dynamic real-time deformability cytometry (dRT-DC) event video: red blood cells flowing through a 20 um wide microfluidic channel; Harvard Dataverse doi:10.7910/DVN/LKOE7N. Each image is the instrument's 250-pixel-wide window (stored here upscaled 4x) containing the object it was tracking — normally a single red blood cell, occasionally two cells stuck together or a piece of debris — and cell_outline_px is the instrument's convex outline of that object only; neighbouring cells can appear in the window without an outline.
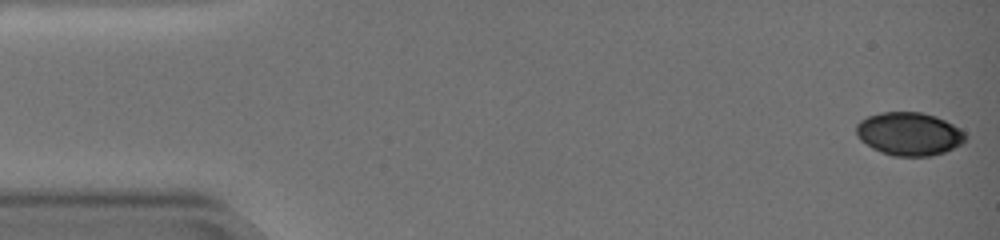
{"species": "common noctule bat (a hibernating species)", "species_latin": "Nyctalus noctula", "temperature_condition": "warm", "stored_images_in_passage": 58, "camera_frame_rate_fps": 3000, "um_per_image_px": 0.085, "animal": {"sex": "female", "body_mass_g": 19.0, "forearm_length_mm": 51.5}, "frame": {"image": 1, "passage_image": 1, "time_ms": 0.0, "image_size_px": [1000, 240], "cell_outline_px": [[968, 136], [960, 144], [944, 152], [932, 156], [892, 156], [880, 152], [872, 148], [860, 140], [856, 136], [856, 124], [860, 120], [868, 116], [880, 112], [920, 112], [936, 116], [960, 128]], "centroid_in_image_um": [77.24, 11.38], "position_along_channel_um": 7.8, "area_um2": 27.57}}
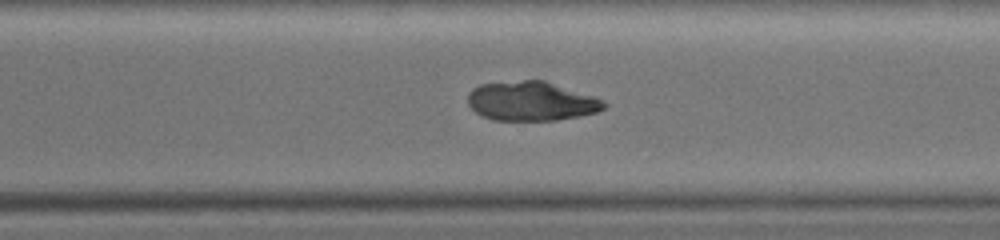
{"frame": {"image": 2, "passage_image": 42, "time_ms": 13.667, "image_size_px": [1000, 240], "cell_outline_px": [[608, 104], [604, 108], [596, 112], [580, 116], [556, 120], [492, 120], [480, 116], [468, 104], [468, 92], [472, 88], [480, 84], [524, 80], [544, 80], [604, 100]], "centroid_in_image_um": [45.13, 8.6], "position_along_channel_um": 325.5, "area_um2": 31.15}}
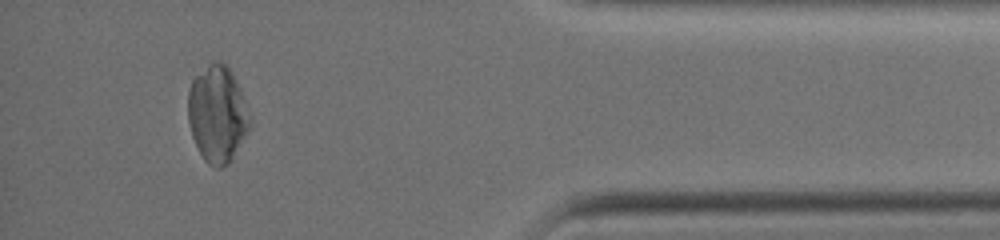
{"frame": {"image": 3, "passage_image": 53, "time_ms": 17.333, "image_size_px": [1000, 240], "cell_outline_px": [[252, 124], [248, 132], [232, 160], [228, 164], [220, 168], [212, 168], [204, 160], [192, 136], [188, 120], [188, 92], [192, 80], [208, 64], [216, 60], [220, 60], [232, 72], [236, 80], [252, 116]], "centroid_in_image_um": [18.5, 9.72], "position_along_channel_um": 416.7, "area_um2": 35.2}}